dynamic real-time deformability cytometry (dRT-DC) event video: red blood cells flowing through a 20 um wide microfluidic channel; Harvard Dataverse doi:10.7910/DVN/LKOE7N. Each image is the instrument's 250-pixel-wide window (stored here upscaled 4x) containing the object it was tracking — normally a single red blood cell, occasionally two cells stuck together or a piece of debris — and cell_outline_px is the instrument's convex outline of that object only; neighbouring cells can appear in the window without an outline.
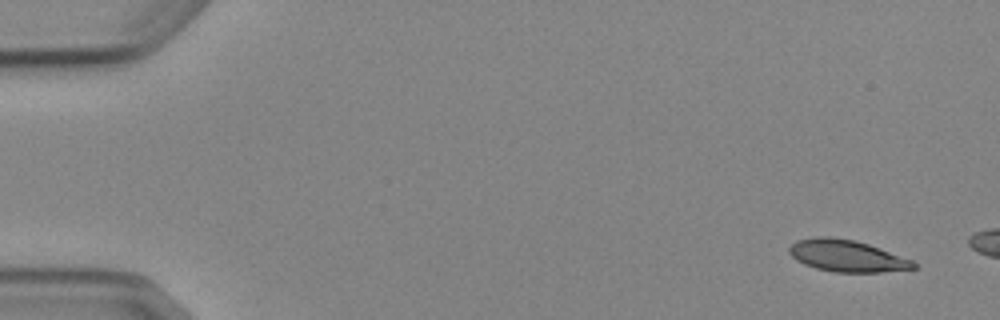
{"species": "Egyptian fruit bat (a non-hibernating species)", "species_latin": "Rousettus aegyptiacus", "temperature_condition": "cold", "stored_images_in_passage": 7, "camera_frame_rate_fps": 3000, "um_per_image_px": 0.085, "animal": {"sex": "female"}, "frame": {"image": 1, "passage_image": 1, "time_ms": 0.0, "image_size_px": [1000, 320], "cell_outline_px": [[916, 268], [880, 272], [836, 272], [816, 268], [804, 264], [796, 260], [788, 252], [788, 248], [796, 240], [816, 236], [832, 236], [856, 240], [880, 248], [912, 260], [916, 264]], "centroid_in_image_um": [71.95, 21.73], "position_along_channel_um": 13.1, "area_um2": 23.06}}
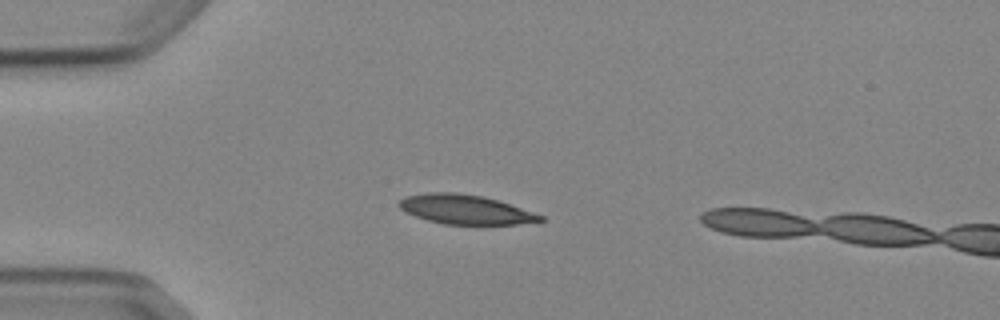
{"frame": {"image": 2, "passage_image": 4, "time_ms": 3.667, "image_size_px": [1000, 320], "cell_outline_px": [[544, 220], [516, 224], [444, 224], [428, 220], [416, 216], [400, 208], [396, 204], [404, 196], [428, 192], [456, 192], [480, 196], [496, 200], [544, 216]], "centroid_in_image_um": [39.49, 17.79], "position_along_channel_um": 45.5, "area_um2": 23.76}}
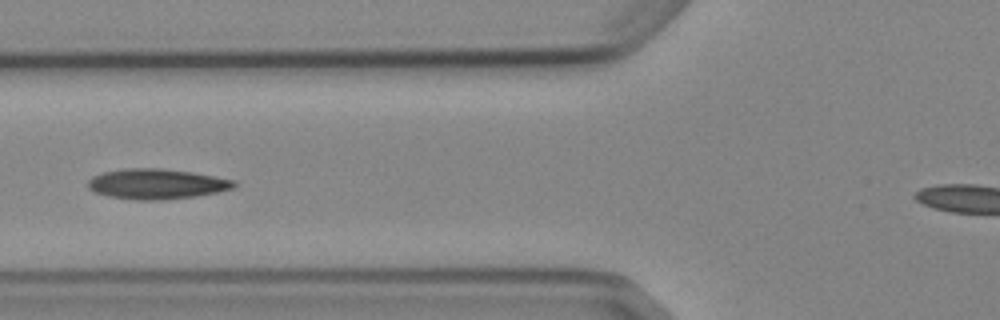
{"frame": {"image": 3, "passage_image": 6, "time_ms": 6.0, "image_size_px": [1000, 320], "cell_outline_px": [[236, 188], [196, 196], [164, 200], [136, 200], [108, 196], [96, 192], [88, 188], [88, 180], [92, 176], [104, 172], [128, 168], [160, 168], [192, 172], [236, 180]], "centroid_in_image_um": [13.34, 15.64], "position_along_channel_um": 112.5, "area_um2": 25.78}}